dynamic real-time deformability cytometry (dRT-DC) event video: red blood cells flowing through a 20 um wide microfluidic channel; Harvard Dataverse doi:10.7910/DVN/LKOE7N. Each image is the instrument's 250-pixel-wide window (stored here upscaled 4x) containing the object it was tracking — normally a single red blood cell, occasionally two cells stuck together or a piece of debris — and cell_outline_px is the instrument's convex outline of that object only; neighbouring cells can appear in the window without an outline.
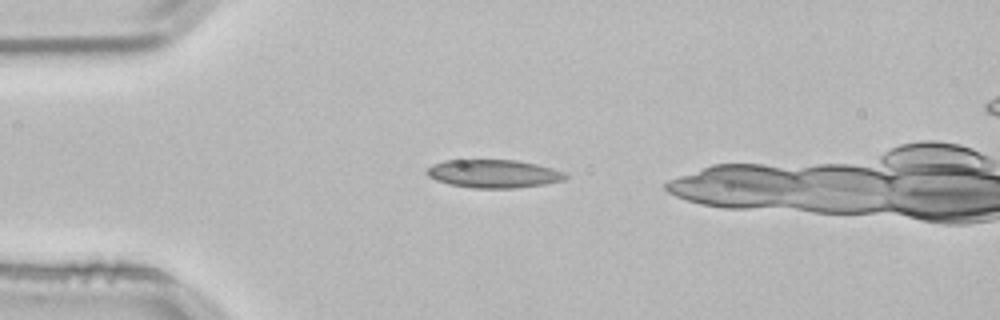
{"species": "common noctule bat (a hibernating species)", "species_latin": "Nyctalus noctula", "temperature_condition": "room temperature", "stored_images_in_passage": 3, "camera_frame_rate_fps": 3000, "um_per_image_px": 0.085, "animal": {"sex": "male", "body_mass_g": 21.5, "forearm_length_mm": 52.0}, "frame": {"image": 1, "passage_image": 2, "time_ms": 0.333, "image_size_px": [1000, 320], "cell_outline_px": [[568, 176], [564, 180], [544, 184], [516, 188], [472, 188], [448, 184], [436, 180], [428, 176], [424, 172], [432, 164], [444, 160], [516, 160], [536, 164], [568, 172]], "centroid_in_image_um": [41.96, 14.76], "position_along_channel_um": 43.0, "area_um2": 22.95}}